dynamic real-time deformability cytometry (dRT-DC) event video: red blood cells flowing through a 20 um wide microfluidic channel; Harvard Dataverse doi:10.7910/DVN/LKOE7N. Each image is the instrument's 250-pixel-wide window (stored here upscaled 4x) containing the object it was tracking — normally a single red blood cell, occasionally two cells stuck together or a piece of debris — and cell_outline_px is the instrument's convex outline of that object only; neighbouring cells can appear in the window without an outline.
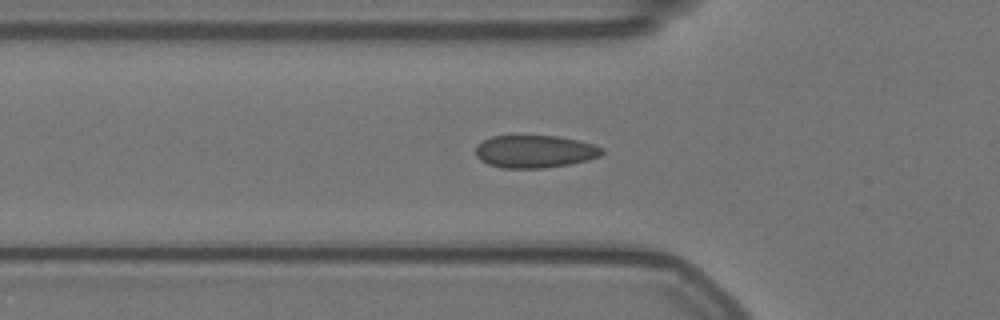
{"species": "Egyptian fruit bat (a non-hibernating species)", "species_latin": "Rousettus aegyptiacus", "temperature_condition": "warm", "stored_images_in_passage": 49, "camera_frame_rate_fps": 3000, "um_per_image_px": 0.085, "animal": {"sex": "female"}, "frame": {"image": 1, "passage_image": 15, "time_ms": 4.667, "image_size_px": [1000, 320], "cell_outline_px": [[604, 152], [600, 156], [588, 160], [568, 164], [544, 168], [504, 168], [488, 164], [480, 160], [476, 156], [476, 148], [484, 140], [492, 136], [556, 136], [580, 140], [604, 148]], "centroid_in_image_um": [45.49, 12.88], "position_along_channel_um": 80.3, "area_um2": 23.93}}
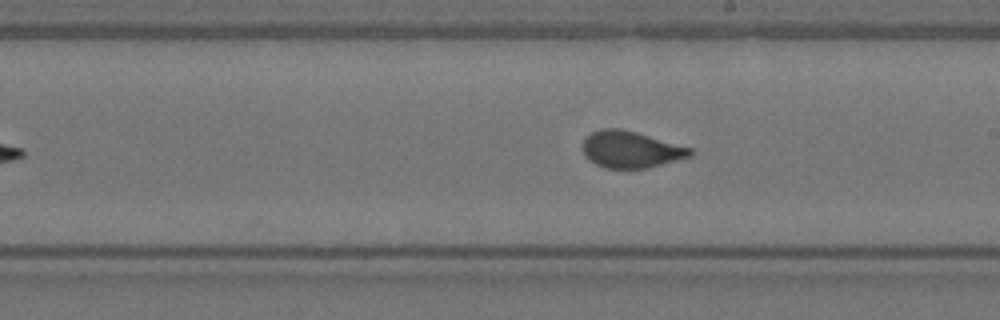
{"frame": {"image": 2, "passage_image": 28, "time_ms": 9.0, "image_size_px": [1000, 320], "cell_outline_px": [[692, 156], [648, 168], [604, 168], [596, 164], [584, 152], [584, 140], [592, 132], [600, 128], [620, 128], [636, 132], [692, 148]], "centroid_in_image_um": [53.65, 12.7], "position_along_channel_um": 235.3, "area_um2": 22.66}}
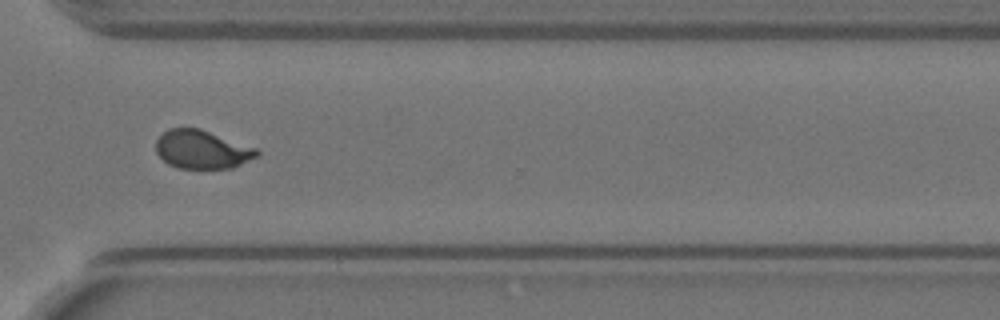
{"frame": {"image": 3, "passage_image": 38, "time_ms": 12.333, "image_size_px": [1000, 320], "cell_outline_px": [[260, 156], [232, 168], [180, 168], [168, 164], [156, 152], [156, 140], [168, 128], [200, 128], [256, 148], [260, 152]], "centroid_in_image_um": [17.19, 12.7], "position_along_channel_um": 353.4, "area_um2": 22.6}}